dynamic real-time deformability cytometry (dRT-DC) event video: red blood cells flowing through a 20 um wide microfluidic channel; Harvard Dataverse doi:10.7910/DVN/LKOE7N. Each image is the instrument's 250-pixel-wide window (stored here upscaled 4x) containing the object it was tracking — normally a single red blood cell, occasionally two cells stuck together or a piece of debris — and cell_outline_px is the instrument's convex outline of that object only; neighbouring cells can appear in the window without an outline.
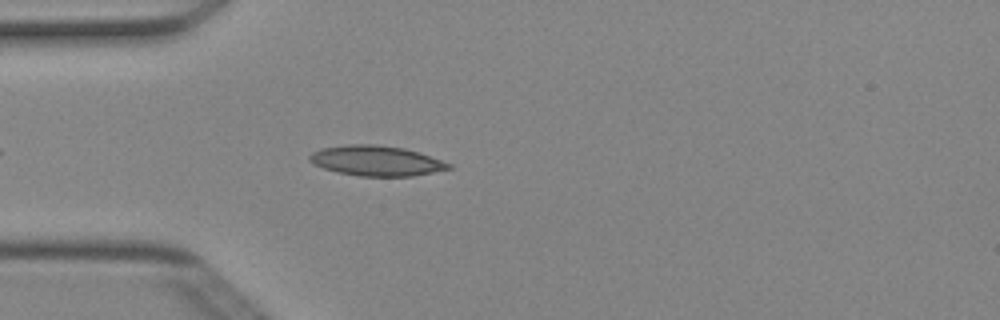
{"species": "Egyptian fruit bat (a non-hibernating species)", "species_latin": "Rousettus aegyptiacus", "temperature_condition": "cold", "stored_images_in_passage": 10, "camera_frame_rate_fps": 3000, "um_per_image_px": 0.085, "animal": {"sex": "female"}, "frame": {"image": 1, "passage_image": 6, "time_ms": 1.667, "image_size_px": [1000, 320], "cell_outline_px": [[452, 168], [412, 176], [360, 176], [336, 172], [324, 168], [308, 160], [308, 156], [312, 152], [320, 148], [348, 144], [376, 144], [404, 148], [420, 152], [452, 164]], "centroid_in_image_um": [31.98, 13.65], "position_along_channel_um": 53.0, "area_um2": 24.51}}
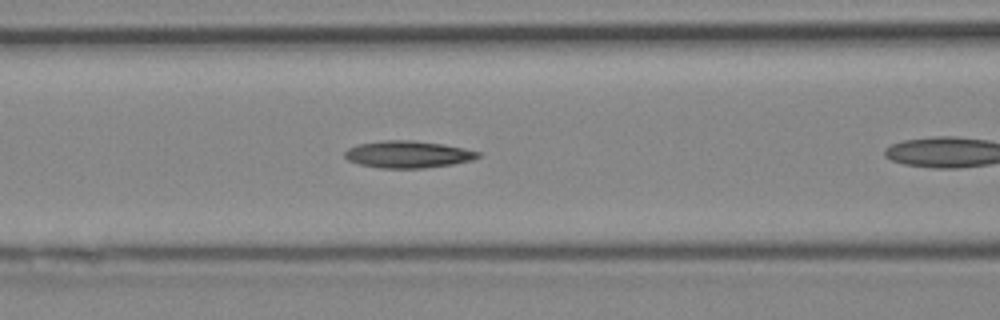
{"frame": {"image": 2, "passage_image": 9, "time_ms": 2.667, "image_size_px": [1000, 320], "cell_outline_px": [[480, 156], [472, 160], [452, 164], [424, 168], [380, 168], [360, 164], [348, 160], [344, 156], [344, 152], [348, 148], [356, 144], [384, 140], [412, 140], [444, 144], [464, 148], [480, 152]], "centroid_in_image_um": [34.66, 13.11], "position_along_channel_um": 131.9, "area_um2": 21.04}}